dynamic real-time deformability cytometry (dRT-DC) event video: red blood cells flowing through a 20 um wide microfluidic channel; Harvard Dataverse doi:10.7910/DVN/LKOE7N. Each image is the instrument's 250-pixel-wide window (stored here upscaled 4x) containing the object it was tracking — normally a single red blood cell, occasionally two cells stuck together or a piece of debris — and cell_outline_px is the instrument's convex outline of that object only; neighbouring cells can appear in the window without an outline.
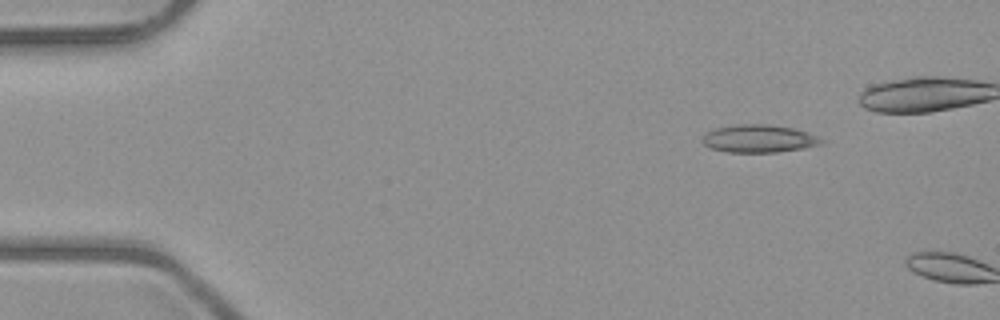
{"species": "common noctule bat (a hibernating species)", "species_latin": "Nyctalus noctula", "temperature_condition": "room temperature", "stored_images_in_passage": 3, "camera_frame_rate_fps": 3000, "um_per_image_px": 0.085, "animal": {"sex": "male", "body_mass_g": 23.1, "forearm_length_mm": 52.7}, "frame": {"image": 1, "passage_image": 1, "time_ms": 0.0, "image_size_px": [1000, 320], "cell_outline_px": [[828, 140], [824, 144], [804, 148], [776, 152], [724, 152], [712, 148], [704, 144], [700, 140], [708, 132], [716, 128], [736, 124], [768, 124], [796, 128]], "centroid_in_image_um": [64.57, 11.78], "position_along_channel_um": 20.4, "area_um2": 19.48}}